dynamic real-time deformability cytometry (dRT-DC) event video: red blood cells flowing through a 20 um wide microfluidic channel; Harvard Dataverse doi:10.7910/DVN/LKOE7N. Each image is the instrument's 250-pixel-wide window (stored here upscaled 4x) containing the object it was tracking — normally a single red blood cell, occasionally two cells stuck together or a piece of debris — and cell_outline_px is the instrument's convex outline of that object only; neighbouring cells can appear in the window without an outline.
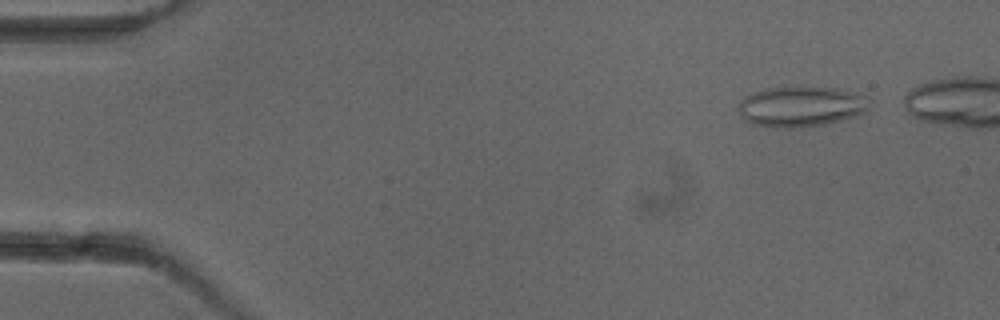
{"species": "common noctule bat (a hibernating species)", "species_latin": "Nyctalus noctula", "temperature_condition": "cold", "stored_images_in_passage": 4, "camera_frame_rate_fps": 3000, "um_per_image_px": 0.085, "animal": {"sex": "female"}, "frame": {"image": 1, "passage_image": 1, "time_ms": 0.0, "image_size_px": [1000, 320], "cell_outline_px": [[872, 100], [868, 108], [864, 112], [856, 116], [824, 124], [800, 128], [776, 128], [752, 124], [744, 120], [740, 116], [736, 108], [740, 100], [744, 96], [768, 88], [836, 88], [868, 96]], "centroid_in_image_um": [68.07, 9.08], "position_along_channel_um": 16.9, "area_um2": 30.98}}